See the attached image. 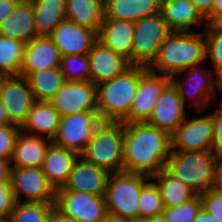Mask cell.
Listing matches in <instances>:
<instances>
[{"label": "cell", "instance_id": "6da1fadb", "mask_svg": "<svg viewBox=\"0 0 222 222\" xmlns=\"http://www.w3.org/2000/svg\"><path fill=\"white\" fill-rule=\"evenodd\" d=\"M171 135L144 123H124L123 171L153 177L171 154Z\"/></svg>", "mask_w": 222, "mask_h": 222}, {"label": "cell", "instance_id": "7a4b0ae2", "mask_svg": "<svg viewBox=\"0 0 222 222\" xmlns=\"http://www.w3.org/2000/svg\"><path fill=\"white\" fill-rule=\"evenodd\" d=\"M204 62L207 61L203 31H171L161 44L156 58L147 68L155 73L172 76Z\"/></svg>", "mask_w": 222, "mask_h": 222}, {"label": "cell", "instance_id": "3957f363", "mask_svg": "<svg viewBox=\"0 0 222 222\" xmlns=\"http://www.w3.org/2000/svg\"><path fill=\"white\" fill-rule=\"evenodd\" d=\"M147 69L132 65L123 74L97 85V112L101 121L123 122L130 115L139 78Z\"/></svg>", "mask_w": 222, "mask_h": 222}, {"label": "cell", "instance_id": "277c9868", "mask_svg": "<svg viewBox=\"0 0 222 222\" xmlns=\"http://www.w3.org/2000/svg\"><path fill=\"white\" fill-rule=\"evenodd\" d=\"M170 82L187 110L190 108L192 111L194 108L192 112H204L218 102L219 79L207 62L179 71L170 76Z\"/></svg>", "mask_w": 222, "mask_h": 222}, {"label": "cell", "instance_id": "5b68a950", "mask_svg": "<svg viewBox=\"0 0 222 222\" xmlns=\"http://www.w3.org/2000/svg\"><path fill=\"white\" fill-rule=\"evenodd\" d=\"M216 158L213 151H171L165 168L200 195L214 188Z\"/></svg>", "mask_w": 222, "mask_h": 222}, {"label": "cell", "instance_id": "8992f818", "mask_svg": "<svg viewBox=\"0 0 222 222\" xmlns=\"http://www.w3.org/2000/svg\"><path fill=\"white\" fill-rule=\"evenodd\" d=\"M124 123L102 121L81 156L111 173L123 172Z\"/></svg>", "mask_w": 222, "mask_h": 222}, {"label": "cell", "instance_id": "52a82bcc", "mask_svg": "<svg viewBox=\"0 0 222 222\" xmlns=\"http://www.w3.org/2000/svg\"><path fill=\"white\" fill-rule=\"evenodd\" d=\"M151 179L146 175L111 173L105 191L107 212L129 219H139V200L143 186Z\"/></svg>", "mask_w": 222, "mask_h": 222}, {"label": "cell", "instance_id": "ba28073f", "mask_svg": "<svg viewBox=\"0 0 222 222\" xmlns=\"http://www.w3.org/2000/svg\"><path fill=\"white\" fill-rule=\"evenodd\" d=\"M170 33L171 30L161 12L136 21L133 36V65L148 67Z\"/></svg>", "mask_w": 222, "mask_h": 222}, {"label": "cell", "instance_id": "9c48e42d", "mask_svg": "<svg viewBox=\"0 0 222 222\" xmlns=\"http://www.w3.org/2000/svg\"><path fill=\"white\" fill-rule=\"evenodd\" d=\"M212 145L213 123L209 110L193 115L189 112L184 122L171 134L172 151L209 152L213 151Z\"/></svg>", "mask_w": 222, "mask_h": 222}, {"label": "cell", "instance_id": "30bf717a", "mask_svg": "<svg viewBox=\"0 0 222 222\" xmlns=\"http://www.w3.org/2000/svg\"><path fill=\"white\" fill-rule=\"evenodd\" d=\"M54 205L77 222H101L107 214L104 196L81 191L57 189Z\"/></svg>", "mask_w": 222, "mask_h": 222}, {"label": "cell", "instance_id": "8fae6325", "mask_svg": "<svg viewBox=\"0 0 222 222\" xmlns=\"http://www.w3.org/2000/svg\"><path fill=\"white\" fill-rule=\"evenodd\" d=\"M10 182L15 201L55 202L56 190L41 167H11Z\"/></svg>", "mask_w": 222, "mask_h": 222}, {"label": "cell", "instance_id": "7c38bea8", "mask_svg": "<svg viewBox=\"0 0 222 222\" xmlns=\"http://www.w3.org/2000/svg\"><path fill=\"white\" fill-rule=\"evenodd\" d=\"M98 112H81L60 117L58 133L53 142L81 155L101 123Z\"/></svg>", "mask_w": 222, "mask_h": 222}, {"label": "cell", "instance_id": "4fadbf2b", "mask_svg": "<svg viewBox=\"0 0 222 222\" xmlns=\"http://www.w3.org/2000/svg\"><path fill=\"white\" fill-rule=\"evenodd\" d=\"M48 102L60 117L81 112H97V85L91 81H66Z\"/></svg>", "mask_w": 222, "mask_h": 222}, {"label": "cell", "instance_id": "5bb4252c", "mask_svg": "<svg viewBox=\"0 0 222 222\" xmlns=\"http://www.w3.org/2000/svg\"><path fill=\"white\" fill-rule=\"evenodd\" d=\"M0 99L9 121L20 128L36 102L26 77L22 75L0 77Z\"/></svg>", "mask_w": 222, "mask_h": 222}, {"label": "cell", "instance_id": "9a60e30c", "mask_svg": "<svg viewBox=\"0 0 222 222\" xmlns=\"http://www.w3.org/2000/svg\"><path fill=\"white\" fill-rule=\"evenodd\" d=\"M169 83L170 76L155 73L147 69L139 78V85L130 110V115L123 123L147 122L158 98Z\"/></svg>", "mask_w": 222, "mask_h": 222}, {"label": "cell", "instance_id": "2e32d148", "mask_svg": "<svg viewBox=\"0 0 222 222\" xmlns=\"http://www.w3.org/2000/svg\"><path fill=\"white\" fill-rule=\"evenodd\" d=\"M48 37L54 42L61 56L86 55L97 41V32L64 19Z\"/></svg>", "mask_w": 222, "mask_h": 222}, {"label": "cell", "instance_id": "e0dca14e", "mask_svg": "<svg viewBox=\"0 0 222 222\" xmlns=\"http://www.w3.org/2000/svg\"><path fill=\"white\" fill-rule=\"evenodd\" d=\"M188 111L176 88L170 82L158 98L146 123L171 135L184 122Z\"/></svg>", "mask_w": 222, "mask_h": 222}, {"label": "cell", "instance_id": "ac0fdd59", "mask_svg": "<svg viewBox=\"0 0 222 222\" xmlns=\"http://www.w3.org/2000/svg\"><path fill=\"white\" fill-rule=\"evenodd\" d=\"M109 175L108 171L86 161L79 155L62 189L104 196Z\"/></svg>", "mask_w": 222, "mask_h": 222}, {"label": "cell", "instance_id": "d6986e66", "mask_svg": "<svg viewBox=\"0 0 222 222\" xmlns=\"http://www.w3.org/2000/svg\"><path fill=\"white\" fill-rule=\"evenodd\" d=\"M90 62V81L99 85L111 80L128 70L132 64L124 57L104 46L98 40L88 53Z\"/></svg>", "mask_w": 222, "mask_h": 222}, {"label": "cell", "instance_id": "ffe728a7", "mask_svg": "<svg viewBox=\"0 0 222 222\" xmlns=\"http://www.w3.org/2000/svg\"><path fill=\"white\" fill-rule=\"evenodd\" d=\"M135 22L104 19L97 40L133 65V36Z\"/></svg>", "mask_w": 222, "mask_h": 222}, {"label": "cell", "instance_id": "44dd1931", "mask_svg": "<svg viewBox=\"0 0 222 222\" xmlns=\"http://www.w3.org/2000/svg\"><path fill=\"white\" fill-rule=\"evenodd\" d=\"M61 54L48 36H38L26 43L20 75L30 72L59 68Z\"/></svg>", "mask_w": 222, "mask_h": 222}, {"label": "cell", "instance_id": "7402d4cb", "mask_svg": "<svg viewBox=\"0 0 222 222\" xmlns=\"http://www.w3.org/2000/svg\"><path fill=\"white\" fill-rule=\"evenodd\" d=\"M161 13L171 31L197 32L202 31L207 25L206 19L190 0L162 3Z\"/></svg>", "mask_w": 222, "mask_h": 222}, {"label": "cell", "instance_id": "603a6c76", "mask_svg": "<svg viewBox=\"0 0 222 222\" xmlns=\"http://www.w3.org/2000/svg\"><path fill=\"white\" fill-rule=\"evenodd\" d=\"M53 141L20 131L10 158L11 167H42Z\"/></svg>", "mask_w": 222, "mask_h": 222}, {"label": "cell", "instance_id": "cb8c5ba5", "mask_svg": "<svg viewBox=\"0 0 222 222\" xmlns=\"http://www.w3.org/2000/svg\"><path fill=\"white\" fill-rule=\"evenodd\" d=\"M60 114L47 101H36L28 113L21 131L53 141L58 133Z\"/></svg>", "mask_w": 222, "mask_h": 222}, {"label": "cell", "instance_id": "d4e9b609", "mask_svg": "<svg viewBox=\"0 0 222 222\" xmlns=\"http://www.w3.org/2000/svg\"><path fill=\"white\" fill-rule=\"evenodd\" d=\"M32 0H21L14 12L0 24V35L25 43L38 37Z\"/></svg>", "mask_w": 222, "mask_h": 222}, {"label": "cell", "instance_id": "484cf974", "mask_svg": "<svg viewBox=\"0 0 222 222\" xmlns=\"http://www.w3.org/2000/svg\"><path fill=\"white\" fill-rule=\"evenodd\" d=\"M78 157L75 151L51 143L41 168L55 190L62 188L66 183Z\"/></svg>", "mask_w": 222, "mask_h": 222}, {"label": "cell", "instance_id": "4316f807", "mask_svg": "<svg viewBox=\"0 0 222 222\" xmlns=\"http://www.w3.org/2000/svg\"><path fill=\"white\" fill-rule=\"evenodd\" d=\"M104 19L136 22L161 12L159 0H107Z\"/></svg>", "mask_w": 222, "mask_h": 222}, {"label": "cell", "instance_id": "83f0119b", "mask_svg": "<svg viewBox=\"0 0 222 222\" xmlns=\"http://www.w3.org/2000/svg\"><path fill=\"white\" fill-rule=\"evenodd\" d=\"M104 9L100 0H66V19L98 33L104 20Z\"/></svg>", "mask_w": 222, "mask_h": 222}, {"label": "cell", "instance_id": "f1b7e54d", "mask_svg": "<svg viewBox=\"0 0 222 222\" xmlns=\"http://www.w3.org/2000/svg\"><path fill=\"white\" fill-rule=\"evenodd\" d=\"M159 189L165 207H177L193 199L197 194L165 167L151 177Z\"/></svg>", "mask_w": 222, "mask_h": 222}, {"label": "cell", "instance_id": "f546056e", "mask_svg": "<svg viewBox=\"0 0 222 222\" xmlns=\"http://www.w3.org/2000/svg\"><path fill=\"white\" fill-rule=\"evenodd\" d=\"M38 36H48L66 19V0H32Z\"/></svg>", "mask_w": 222, "mask_h": 222}, {"label": "cell", "instance_id": "4dcf8cb0", "mask_svg": "<svg viewBox=\"0 0 222 222\" xmlns=\"http://www.w3.org/2000/svg\"><path fill=\"white\" fill-rule=\"evenodd\" d=\"M26 79L36 101H49L65 84L60 68L30 72Z\"/></svg>", "mask_w": 222, "mask_h": 222}, {"label": "cell", "instance_id": "1f68e13d", "mask_svg": "<svg viewBox=\"0 0 222 222\" xmlns=\"http://www.w3.org/2000/svg\"><path fill=\"white\" fill-rule=\"evenodd\" d=\"M26 43L0 35V77L20 75Z\"/></svg>", "mask_w": 222, "mask_h": 222}, {"label": "cell", "instance_id": "d6a6232c", "mask_svg": "<svg viewBox=\"0 0 222 222\" xmlns=\"http://www.w3.org/2000/svg\"><path fill=\"white\" fill-rule=\"evenodd\" d=\"M54 203L15 201L9 222H48Z\"/></svg>", "mask_w": 222, "mask_h": 222}, {"label": "cell", "instance_id": "836d02e7", "mask_svg": "<svg viewBox=\"0 0 222 222\" xmlns=\"http://www.w3.org/2000/svg\"><path fill=\"white\" fill-rule=\"evenodd\" d=\"M165 209L158 187L150 179L142 188L139 200V219L163 215Z\"/></svg>", "mask_w": 222, "mask_h": 222}, {"label": "cell", "instance_id": "e575fe53", "mask_svg": "<svg viewBox=\"0 0 222 222\" xmlns=\"http://www.w3.org/2000/svg\"><path fill=\"white\" fill-rule=\"evenodd\" d=\"M206 39V61L218 79L222 78V32L212 24L202 30Z\"/></svg>", "mask_w": 222, "mask_h": 222}, {"label": "cell", "instance_id": "d590c367", "mask_svg": "<svg viewBox=\"0 0 222 222\" xmlns=\"http://www.w3.org/2000/svg\"><path fill=\"white\" fill-rule=\"evenodd\" d=\"M59 68L66 81H90L88 54L61 56Z\"/></svg>", "mask_w": 222, "mask_h": 222}, {"label": "cell", "instance_id": "8d00e7d4", "mask_svg": "<svg viewBox=\"0 0 222 222\" xmlns=\"http://www.w3.org/2000/svg\"><path fill=\"white\" fill-rule=\"evenodd\" d=\"M201 208L202 199L200 195H196L177 207H165L163 216L168 222H193Z\"/></svg>", "mask_w": 222, "mask_h": 222}, {"label": "cell", "instance_id": "74e56055", "mask_svg": "<svg viewBox=\"0 0 222 222\" xmlns=\"http://www.w3.org/2000/svg\"><path fill=\"white\" fill-rule=\"evenodd\" d=\"M21 128L14 124L0 126V159L9 160Z\"/></svg>", "mask_w": 222, "mask_h": 222}, {"label": "cell", "instance_id": "f35d334b", "mask_svg": "<svg viewBox=\"0 0 222 222\" xmlns=\"http://www.w3.org/2000/svg\"><path fill=\"white\" fill-rule=\"evenodd\" d=\"M202 207L212 214L218 222H222V191L211 188L206 193L200 194Z\"/></svg>", "mask_w": 222, "mask_h": 222}, {"label": "cell", "instance_id": "ab89813d", "mask_svg": "<svg viewBox=\"0 0 222 222\" xmlns=\"http://www.w3.org/2000/svg\"><path fill=\"white\" fill-rule=\"evenodd\" d=\"M15 199L11 182L0 183V222H9Z\"/></svg>", "mask_w": 222, "mask_h": 222}, {"label": "cell", "instance_id": "60d3db41", "mask_svg": "<svg viewBox=\"0 0 222 222\" xmlns=\"http://www.w3.org/2000/svg\"><path fill=\"white\" fill-rule=\"evenodd\" d=\"M213 105L212 123H213V145L212 150L216 155H222V106Z\"/></svg>", "mask_w": 222, "mask_h": 222}, {"label": "cell", "instance_id": "b9f144b4", "mask_svg": "<svg viewBox=\"0 0 222 222\" xmlns=\"http://www.w3.org/2000/svg\"><path fill=\"white\" fill-rule=\"evenodd\" d=\"M199 13L206 19L207 24L212 23V7L214 0H190Z\"/></svg>", "mask_w": 222, "mask_h": 222}, {"label": "cell", "instance_id": "7bdbcfd3", "mask_svg": "<svg viewBox=\"0 0 222 222\" xmlns=\"http://www.w3.org/2000/svg\"><path fill=\"white\" fill-rule=\"evenodd\" d=\"M21 0H0V24L15 10Z\"/></svg>", "mask_w": 222, "mask_h": 222}, {"label": "cell", "instance_id": "ee69618b", "mask_svg": "<svg viewBox=\"0 0 222 222\" xmlns=\"http://www.w3.org/2000/svg\"><path fill=\"white\" fill-rule=\"evenodd\" d=\"M48 222H77L74 218L63 214L55 206L52 208Z\"/></svg>", "mask_w": 222, "mask_h": 222}, {"label": "cell", "instance_id": "f6af8a7d", "mask_svg": "<svg viewBox=\"0 0 222 222\" xmlns=\"http://www.w3.org/2000/svg\"><path fill=\"white\" fill-rule=\"evenodd\" d=\"M11 163L9 160L0 159V183L10 182Z\"/></svg>", "mask_w": 222, "mask_h": 222}, {"label": "cell", "instance_id": "bcb514c9", "mask_svg": "<svg viewBox=\"0 0 222 222\" xmlns=\"http://www.w3.org/2000/svg\"><path fill=\"white\" fill-rule=\"evenodd\" d=\"M214 188L222 191V155H217Z\"/></svg>", "mask_w": 222, "mask_h": 222}, {"label": "cell", "instance_id": "7dc6e473", "mask_svg": "<svg viewBox=\"0 0 222 222\" xmlns=\"http://www.w3.org/2000/svg\"><path fill=\"white\" fill-rule=\"evenodd\" d=\"M193 222H218V220L202 207Z\"/></svg>", "mask_w": 222, "mask_h": 222}, {"label": "cell", "instance_id": "c3c4849f", "mask_svg": "<svg viewBox=\"0 0 222 222\" xmlns=\"http://www.w3.org/2000/svg\"><path fill=\"white\" fill-rule=\"evenodd\" d=\"M131 219L125 218L120 215H116L110 212H107L104 219L101 222H129Z\"/></svg>", "mask_w": 222, "mask_h": 222}, {"label": "cell", "instance_id": "681fc988", "mask_svg": "<svg viewBox=\"0 0 222 222\" xmlns=\"http://www.w3.org/2000/svg\"><path fill=\"white\" fill-rule=\"evenodd\" d=\"M220 15H222V0H214L212 7V22Z\"/></svg>", "mask_w": 222, "mask_h": 222}, {"label": "cell", "instance_id": "f907efd6", "mask_svg": "<svg viewBox=\"0 0 222 222\" xmlns=\"http://www.w3.org/2000/svg\"><path fill=\"white\" fill-rule=\"evenodd\" d=\"M9 124H12V123L9 121L6 108L0 99V126L1 125H9Z\"/></svg>", "mask_w": 222, "mask_h": 222}, {"label": "cell", "instance_id": "816d5d0a", "mask_svg": "<svg viewBox=\"0 0 222 222\" xmlns=\"http://www.w3.org/2000/svg\"><path fill=\"white\" fill-rule=\"evenodd\" d=\"M211 24L222 32V15L218 16Z\"/></svg>", "mask_w": 222, "mask_h": 222}, {"label": "cell", "instance_id": "f5cc1de1", "mask_svg": "<svg viewBox=\"0 0 222 222\" xmlns=\"http://www.w3.org/2000/svg\"><path fill=\"white\" fill-rule=\"evenodd\" d=\"M145 222H168L163 215L154 216L149 219H145Z\"/></svg>", "mask_w": 222, "mask_h": 222}, {"label": "cell", "instance_id": "db71d44e", "mask_svg": "<svg viewBox=\"0 0 222 222\" xmlns=\"http://www.w3.org/2000/svg\"><path fill=\"white\" fill-rule=\"evenodd\" d=\"M219 98H220V96L222 95V78L221 79H219ZM218 101L219 102H217V104H219L220 103V105L222 106V98L219 100L218 99Z\"/></svg>", "mask_w": 222, "mask_h": 222}, {"label": "cell", "instance_id": "11a10c76", "mask_svg": "<svg viewBox=\"0 0 222 222\" xmlns=\"http://www.w3.org/2000/svg\"><path fill=\"white\" fill-rule=\"evenodd\" d=\"M129 222H145L144 219H132Z\"/></svg>", "mask_w": 222, "mask_h": 222}, {"label": "cell", "instance_id": "9f6ffc18", "mask_svg": "<svg viewBox=\"0 0 222 222\" xmlns=\"http://www.w3.org/2000/svg\"><path fill=\"white\" fill-rule=\"evenodd\" d=\"M160 1V4L162 3H166V2H169V1H173V0H159Z\"/></svg>", "mask_w": 222, "mask_h": 222}]
</instances>
